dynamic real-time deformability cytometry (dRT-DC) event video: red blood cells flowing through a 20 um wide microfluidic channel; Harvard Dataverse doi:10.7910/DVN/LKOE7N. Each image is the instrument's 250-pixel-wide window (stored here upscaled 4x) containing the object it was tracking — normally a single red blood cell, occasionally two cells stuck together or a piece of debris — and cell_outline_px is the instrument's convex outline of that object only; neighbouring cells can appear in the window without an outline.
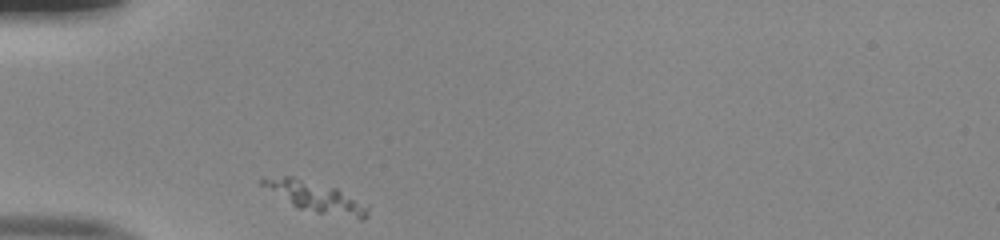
{"species": "human", "species_latin": "Homo sapiens", "temperature_condition": "room temperature", "stored_images_in_passage": 29, "camera_frame_rate_fps": 3000, "um_per_image_px": 0.085, "donor": {"sex": "male"}, "frame": {"image": 1, "passage_image": 1, "time_ms": 0.0, "image_size_px": [1000, 240], "cell_outline_px": [[368, 216], [364, 220], [360, 220], [316, 212], [296, 208], [260, 184], [260, 180], [284, 176], [292, 176], [336, 188], [368, 208]], "centroid_in_image_um": [26.82, 16.77], "position_along_channel_um": 58.2, "area_um2": 17.98}}
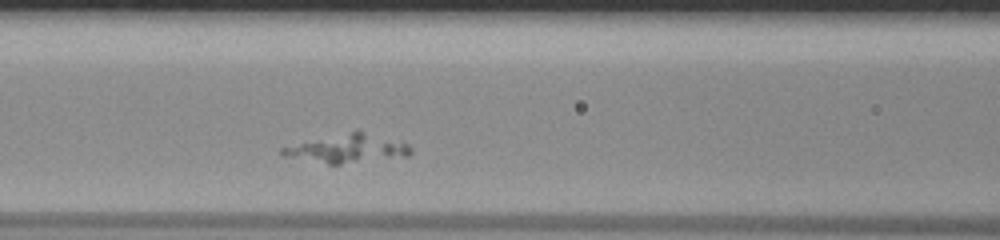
{"frame": {"image": 2, "passage_image": 8, "time_ms": 2.333, "image_size_px": [1000, 240], "cell_outline_px": [[412, 152], [408, 156], [340, 164], [328, 164], [284, 156], [280, 152], [280, 148], [356, 128], [408, 144], [412, 148]], "centroid_in_image_um": [29.56, 12.6], "position_along_channel_um": 137.0, "area_um2": 21.5}}
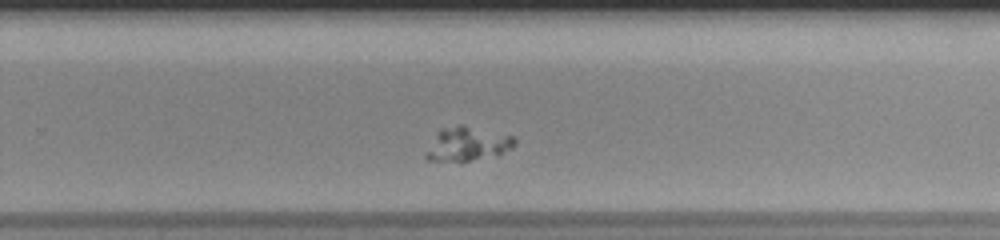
{"frame": {"image": 3, "passage_image": 20, "time_ms": 6.333, "image_size_px": [1000, 240], "cell_outline_px": [[516, 144], [512, 148], [500, 152], [460, 164], [428, 160], [424, 156], [436, 132], [440, 128], [460, 124], [464, 124], [512, 136], [516, 140]], "centroid_in_image_um": [39.65, 12.25], "position_along_channel_um": 290.1, "area_um2": 17.8}}